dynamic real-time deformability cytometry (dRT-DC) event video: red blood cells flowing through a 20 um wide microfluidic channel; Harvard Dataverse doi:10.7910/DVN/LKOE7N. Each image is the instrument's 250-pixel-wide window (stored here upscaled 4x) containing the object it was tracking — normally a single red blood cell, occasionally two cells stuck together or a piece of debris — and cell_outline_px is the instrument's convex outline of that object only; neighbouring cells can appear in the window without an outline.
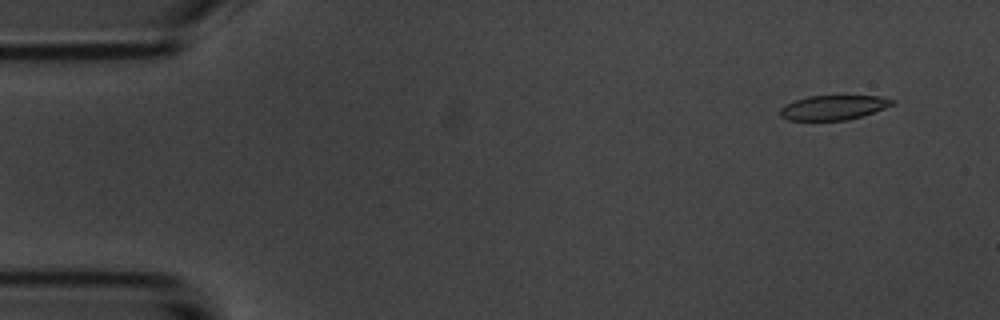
{"species": "common noctule bat (a hibernating species)", "species_latin": "Nyctalus noctula", "temperature_condition": "room temperature", "stored_images_in_passage": 5, "camera_frame_rate_fps": 3000, "um_per_image_px": 0.085, "animal": {"sex": "male", "body_mass_g": 20.1, "forearm_length_mm": 53.5}, "frame": {"image": 1, "passage_image": 1, "time_ms": 0.0, "image_size_px": [1000, 320], "cell_outline_px": [[896, 100], [892, 104], [884, 108], [848, 120], [788, 120], [780, 116], [780, 108], [784, 104], [808, 96], [880, 96]], "centroid_in_image_um": [70.8, 9.14], "position_along_channel_um": 14.2, "area_um2": 15.9}}
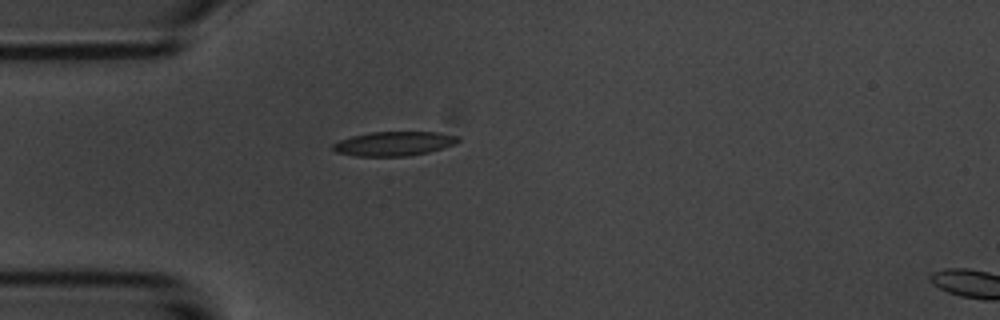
{"frame": {"image": 2, "passage_image": 4, "time_ms": 3.667, "image_size_px": [1000, 320], "cell_outline_px": [[460, 140], [456, 144], [428, 152], [408, 156], [356, 156], [336, 152], [332, 148], [332, 144], [340, 140], [352, 136], [372, 132], [436, 132], [460, 136]], "centroid_in_image_um": [33.51, 12.21], "position_along_channel_um": 51.5, "area_um2": 17.69}}